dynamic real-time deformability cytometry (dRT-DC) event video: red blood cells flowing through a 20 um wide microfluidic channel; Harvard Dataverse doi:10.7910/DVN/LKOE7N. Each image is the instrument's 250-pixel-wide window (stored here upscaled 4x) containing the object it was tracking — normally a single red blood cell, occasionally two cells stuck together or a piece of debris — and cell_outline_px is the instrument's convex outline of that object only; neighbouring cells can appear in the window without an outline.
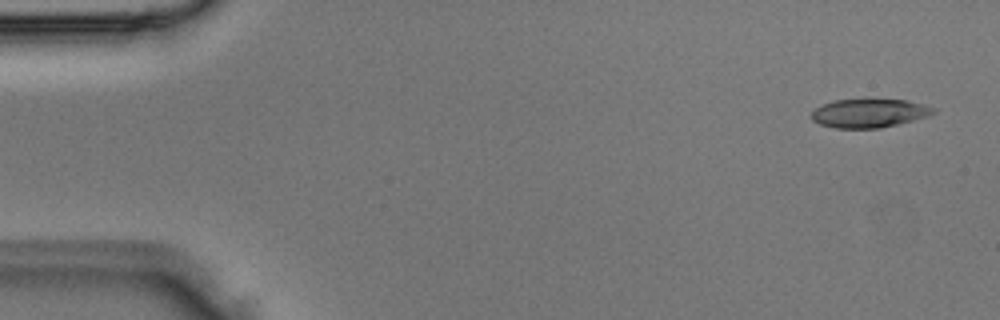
{"species": "Egyptian fruit bat (a non-hibernating species)", "species_latin": "Rousettus aegyptiacus", "temperature_condition": "room temperature", "stored_images_in_passage": 4, "camera_frame_rate_fps": 3000, "um_per_image_px": 0.085, "animal": {"sex": "male"}, "frame": {"image": 1, "passage_image": 1, "time_ms": 0.0, "image_size_px": [1000, 320], "cell_outline_px": [[936, 112], [928, 116], [880, 128], [836, 128], [820, 124], [812, 120], [812, 112], [816, 108], [824, 104], [836, 100], [904, 100], [924, 104], [936, 108]], "centroid_in_image_um": [73.9, 9.63], "position_along_channel_um": 11.1, "area_um2": 20.0}}